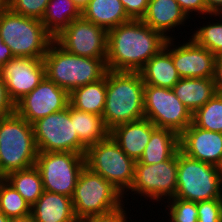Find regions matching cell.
Returning a JSON list of instances; mask_svg holds the SVG:
<instances>
[{
  "mask_svg": "<svg viewBox=\"0 0 222 222\" xmlns=\"http://www.w3.org/2000/svg\"><path fill=\"white\" fill-rule=\"evenodd\" d=\"M221 15H222V8L217 13L214 14L215 17L216 16H220L221 17Z\"/></svg>",
  "mask_w": 222,
  "mask_h": 222,
  "instance_id": "46",
  "label": "cell"
},
{
  "mask_svg": "<svg viewBox=\"0 0 222 222\" xmlns=\"http://www.w3.org/2000/svg\"><path fill=\"white\" fill-rule=\"evenodd\" d=\"M9 97L16 104L43 80L45 64L43 59L14 57L1 69Z\"/></svg>",
  "mask_w": 222,
  "mask_h": 222,
  "instance_id": "15",
  "label": "cell"
},
{
  "mask_svg": "<svg viewBox=\"0 0 222 222\" xmlns=\"http://www.w3.org/2000/svg\"><path fill=\"white\" fill-rule=\"evenodd\" d=\"M0 211L9 219L31 214L30 204L4 178H0Z\"/></svg>",
  "mask_w": 222,
  "mask_h": 222,
  "instance_id": "30",
  "label": "cell"
},
{
  "mask_svg": "<svg viewBox=\"0 0 222 222\" xmlns=\"http://www.w3.org/2000/svg\"><path fill=\"white\" fill-rule=\"evenodd\" d=\"M124 205L120 206L119 208L110 211L106 214H100L97 216H93L84 220H81L79 222H127V216L123 208Z\"/></svg>",
  "mask_w": 222,
  "mask_h": 222,
  "instance_id": "36",
  "label": "cell"
},
{
  "mask_svg": "<svg viewBox=\"0 0 222 222\" xmlns=\"http://www.w3.org/2000/svg\"><path fill=\"white\" fill-rule=\"evenodd\" d=\"M179 150V134L167 128L157 127L152 132L141 158L136 162L158 164L173 157Z\"/></svg>",
  "mask_w": 222,
  "mask_h": 222,
  "instance_id": "24",
  "label": "cell"
},
{
  "mask_svg": "<svg viewBox=\"0 0 222 222\" xmlns=\"http://www.w3.org/2000/svg\"><path fill=\"white\" fill-rule=\"evenodd\" d=\"M167 39L142 20H130L108 31L106 66L111 71L139 72Z\"/></svg>",
  "mask_w": 222,
  "mask_h": 222,
  "instance_id": "1",
  "label": "cell"
},
{
  "mask_svg": "<svg viewBox=\"0 0 222 222\" xmlns=\"http://www.w3.org/2000/svg\"><path fill=\"white\" fill-rule=\"evenodd\" d=\"M69 105V92L46 76L30 93L15 104V112L31 125L39 119L64 110Z\"/></svg>",
  "mask_w": 222,
  "mask_h": 222,
  "instance_id": "14",
  "label": "cell"
},
{
  "mask_svg": "<svg viewBox=\"0 0 222 222\" xmlns=\"http://www.w3.org/2000/svg\"><path fill=\"white\" fill-rule=\"evenodd\" d=\"M4 179L30 204V206H32L44 192L42 178L35 165L11 172Z\"/></svg>",
  "mask_w": 222,
  "mask_h": 222,
  "instance_id": "28",
  "label": "cell"
},
{
  "mask_svg": "<svg viewBox=\"0 0 222 222\" xmlns=\"http://www.w3.org/2000/svg\"><path fill=\"white\" fill-rule=\"evenodd\" d=\"M54 40L67 52L87 58H107L108 31L80 17Z\"/></svg>",
  "mask_w": 222,
  "mask_h": 222,
  "instance_id": "13",
  "label": "cell"
},
{
  "mask_svg": "<svg viewBox=\"0 0 222 222\" xmlns=\"http://www.w3.org/2000/svg\"><path fill=\"white\" fill-rule=\"evenodd\" d=\"M9 8V0H0V15Z\"/></svg>",
  "mask_w": 222,
  "mask_h": 222,
  "instance_id": "43",
  "label": "cell"
},
{
  "mask_svg": "<svg viewBox=\"0 0 222 222\" xmlns=\"http://www.w3.org/2000/svg\"><path fill=\"white\" fill-rule=\"evenodd\" d=\"M180 151L190 158L220 167L222 133L196 127L193 123L179 135Z\"/></svg>",
  "mask_w": 222,
  "mask_h": 222,
  "instance_id": "17",
  "label": "cell"
},
{
  "mask_svg": "<svg viewBox=\"0 0 222 222\" xmlns=\"http://www.w3.org/2000/svg\"><path fill=\"white\" fill-rule=\"evenodd\" d=\"M70 118L74 121L79 141L88 148L110 135L102 116L77 110L70 105Z\"/></svg>",
  "mask_w": 222,
  "mask_h": 222,
  "instance_id": "26",
  "label": "cell"
},
{
  "mask_svg": "<svg viewBox=\"0 0 222 222\" xmlns=\"http://www.w3.org/2000/svg\"><path fill=\"white\" fill-rule=\"evenodd\" d=\"M213 81L216 88V94L222 95V54L216 56Z\"/></svg>",
  "mask_w": 222,
  "mask_h": 222,
  "instance_id": "39",
  "label": "cell"
},
{
  "mask_svg": "<svg viewBox=\"0 0 222 222\" xmlns=\"http://www.w3.org/2000/svg\"><path fill=\"white\" fill-rule=\"evenodd\" d=\"M31 215L35 222H79L71 197L47 191L31 206Z\"/></svg>",
  "mask_w": 222,
  "mask_h": 222,
  "instance_id": "21",
  "label": "cell"
},
{
  "mask_svg": "<svg viewBox=\"0 0 222 222\" xmlns=\"http://www.w3.org/2000/svg\"><path fill=\"white\" fill-rule=\"evenodd\" d=\"M181 46L170 39V55L181 78H213L216 56L191 38ZM175 48H174V47ZM173 47V48H171Z\"/></svg>",
  "mask_w": 222,
  "mask_h": 222,
  "instance_id": "16",
  "label": "cell"
},
{
  "mask_svg": "<svg viewBox=\"0 0 222 222\" xmlns=\"http://www.w3.org/2000/svg\"><path fill=\"white\" fill-rule=\"evenodd\" d=\"M145 85L172 89L181 79L170 55V39L139 71Z\"/></svg>",
  "mask_w": 222,
  "mask_h": 222,
  "instance_id": "20",
  "label": "cell"
},
{
  "mask_svg": "<svg viewBox=\"0 0 222 222\" xmlns=\"http://www.w3.org/2000/svg\"><path fill=\"white\" fill-rule=\"evenodd\" d=\"M178 4L180 5V8L182 11L186 14L187 17L191 13H195V11L198 14L206 15L207 14V8L205 0H176ZM191 12V13H190Z\"/></svg>",
  "mask_w": 222,
  "mask_h": 222,
  "instance_id": "38",
  "label": "cell"
},
{
  "mask_svg": "<svg viewBox=\"0 0 222 222\" xmlns=\"http://www.w3.org/2000/svg\"><path fill=\"white\" fill-rule=\"evenodd\" d=\"M172 199V200H171ZM167 206L171 222H198L197 203L192 201L171 198ZM170 207V208H169Z\"/></svg>",
  "mask_w": 222,
  "mask_h": 222,
  "instance_id": "32",
  "label": "cell"
},
{
  "mask_svg": "<svg viewBox=\"0 0 222 222\" xmlns=\"http://www.w3.org/2000/svg\"><path fill=\"white\" fill-rule=\"evenodd\" d=\"M50 0H9V9L26 17L41 20Z\"/></svg>",
  "mask_w": 222,
  "mask_h": 222,
  "instance_id": "33",
  "label": "cell"
},
{
  "mask_svg": "<svg viewBox=\"0 0 222 222\" xmlns=\"http://www.w3.org/2000/svg\"><path fill=\"white\" fill-rule=\"evenodd\" d=\"M156 128L148 119L143 118L115 126L110 130V135L128 157L138 161Z\"/></svg>",
  "mask_w": 222,
  "mask_h": 222,
  "instance_id": "18",
  "label": "cell"
},
{
  "mask_svg": "<svg viewBox=\"0 0 222 222\" xmlns=\"http://www.w3.org/2000/svg\"><path fill=\"white\" fill-rule=\"evenodd\" d=\"M124 196L109 181L85 166L71 197L75 217L81 221L106 214L122 206Z\"/></svg>",
  "mask_w": 222,
  "mask_h": 222,
  "instance_id": "6",
  "label": "cell"
},
{
  "mask_svg": "<svg viewBox=\"0 0 222 222\" xmlns=\"http://www.w3.org/2000/svg\"><path fill=\"white\" fill-rule=\"evenodd\" d=\"M0 222H9V218L2 211H0Z\"/></svg>",
  "mask_w": 222,
  "mask_h": 222,
  "instance_id": "45",
  "label": "cell"
},
{
  "mask_svg": "<svg viewBox=\"0 0 222 222\" xmlns=\"http://www.w3.org/2000/svg\"><path fill=\"white\" fill-rule=\"evenodd\" d=\"M222 20L198 28L192 34V40L199 46L208 49L215 56L222 54Z\"/></svg>",
  "mask_w": 222,
  "mask_h": 222,
  "instance_id": "31",
  "label": "cell"
},
{
  "mask_svg": "<svg viewBox=\"0 0 222 222\" xmlns=\"http://www.w3.org/2000/svg\"><path fill=\"white\" fill-rule=\"evenodd\" d=\"M0 35L14 57L43 59L54 40L41 20L23 16L9 8L0 15Z\"/></svg>",
  "mask_w": 222,
  "mask_h": 222,
  "instance_id": "5",
  "label": "cell"
},
{
  "mask_svg": "<svg viewBox=\"0 0 222 222\" xmlns=\"http://www.w3.org/2000/svg\"><path fill=\"white\" fill-rule=\"evenodd\" d=\"M9 222H35L31 214L24 217H17L9 219Z\"/></svg>",
  "mask_w": 222,
  "mask_h": 222,
  "instance_id": "42",
  "label": "cell"
},
{
  "mask_svg": "<svg viewBox=\"0 0 222 222\" xmlns=\"http://www.w3.org/2000/svg\"><path fill=\"white\" fill-rule=\"evenodd\" d=\"M106 100V74L99 81L77 87L69 93V104L80 111L103 115Z\"/></svg>",
  "mask_w": 222,
  "mask_h": 222,
  "instance_id": "25",
  "label": "cell"
},
{
  "mask_svg": "<svg viewBox=\"0 0 222 222\" xmlns=\"http://www.w3.org/2000/svg\"><path fill=\"white\" fill-rule=\"evenodd\" d=\"M12 58H14L11 49L4 43L3 38L0 35V69Z\"/></svg>",
  "mask_w": 222,
  "mask_h": 222,
  "instance_id": "40",
  "label": "cell"
},
{
  "mask_svg": "<svg viewBox=\"0 0 222 222\" xmlns=\"http://www.w3.org/2000/svg\"><path fill=\"white\" fill-rule=\"evenodd\" d=\"M192 123L199 128L222 133V95L215 94L192 114Z\"/></svg>",
  "mask_w": 222,
  "mask_h": 222,
  "instance_id": "29",
  "label": "cell"
},
{
  "mask_svg": "<svg viewBox=\"0 0 222 222\" xmlns=\"http://www.w3.org/2000/svg\"><path fill=\"white\" fill-rule=\"evenodd\" d=\"M81 17L106 31L132 20L120 0H89Z\"/></svg>",
  "mask_w": 222,
  "mask_h": 222,
  "instance_id": "22",
  "label": "cell"
},
{
  "mask_svg": "<svg viewBox=\"0 0 222 222\" xmlns=\"http://www.w3.org/2000/svg\"><path fill=\"white\" fill-rule=\"evenodd\" d=\"M135 163L111 135L89 146L85 153V166L109 181L123 195L133 185Z\"/></svg>",
  "mask_w": 222,
  "mask_h": 222,
  "instance_id": "8",
  "label": "cell"
},
{
  "mask_svg": "<svg viewBox=\"0 0 222 222\" xmlns=\"http://www.w3.org/2000/svg\"><path fill=\"white\" fill-rule=\"evenodd\" d=\"M107 58H87L67 52L53 40L43 58L45 75L69 93L80 86L102 79Z\"/></svg>",
  "mask_w": 222,
  "mask_h": 222,
  "instance_id": "3",
  "label": "cell"
},
{
  "mask_svg": "<svg viewBox=\"0 0 222 222\" xmlns=\"http://www.w3.org/2000/svg\"><path fill=\"white\" fill-rule=\"evenodd\" d=\"M127 15L134 20H141L145 15L150 0H120Z\"/></svg>",
  "mask_w": 222,
  "mask_h": 222,
  "instance_id": "35",
  "label": "cell"
},
{
  "mask_svg": "<svg viewBox=\"0 0 222 222\" xmlns=\"http://www.w3.org/2000/svg\"><path fill=\"white\" fill-rule=\"evenodd\" d=\"M172 90L191 114L216 94L213 78H181Z\"/></svg>",
  "mask_w": 222,
  "mask_h": 222,
  "instance_id": "23",
  "label": "cell"
},
{
  "mask_svg": "<svg viewBox=\"0 0 222 222\" xmlns=\"http://www.w3.org/2000/svg\"><path fill=\"white\" fill-rule=\"evenodd\" d=\"M186 19L189 18L176 0H150L141 20L166 39H171L167 33L171 31L170 29L183 25Z\"/></svg>",
  "mask_w": 222,
  "mask_h": 222,
  "instance_id": "19",
  "label": "cell"
},
{
  "mask_svg": "<svg viewBox=\"0 0 222 222\" xmlns=\"http://www.w3.org/2000/svg\"><path fill=\"white\" fill-rule=\"evenodd\" d=\"M178 152L158 164L135 163L131 192L151 200L175 198L177 191Z\"/></svg>",
  "mask_w": 222,
  "mask_h": 222,
  "instance_id": "12",
  "label": "cell"
},
{
  "mask_svg": "<svg viewBox=\"0 0 222 222\" xmlns=\"http://www.w3.org/2000/svg\"><path fill=\"white\" fill-rule=\"evenodd\" d=\"M35 166L44 191L72 197L77 179L85 167V155L73 152H38Z\"/></svg>",
  "mask_w": 222,
  "mask_h": 222,
  "instance_id": "9",
  "label": "cell"
},
{
  "mask_svg": "<svg viewBox=\"0 0 222 222\" xmlns=\"http://www.w3.org/2000/svg\"><path fill=\"white\" fill-rule=\"evenodd\" d=\"M144 85L140 72L107 70L102 118L109 130L144 118Z\"/></svg>",
  "mask_w": 222,
  "mask_h": 222,
  "instance_id": "2",
  "label": "cell"
},
{
  "mask_svg": "<svg viewBox=\"0 0 222 222\" xmlns=\"http://www.w3.org/2000/svg\"><path fill=\"white\" fill-rule=\"evenodd\" d=\"M220 168L188 157L178 151L177 191L175 198L202 202L222 199Z\"/></svg>",
  "mask_w": 222,
  "mask_h": 222,
  "instance_id": "7",
  "label": "cell"
},
{
  "mask_svg": "<svg viewBox=\"0 0 222 222\" xmlns=\"http://www.w3.org/2000/svg\"><path fill=\"white\" fill-rule=\"evenodd\" d=\"M207 15L213 16L222 8V0H205Z\"/></svg>",
  "mask_w": 222,
  "mask_h": 222,
  "instance_id": "41",
  "label": "cell"
},
{
  "mask_svg": "<svg viewBox=\"0 0 222 222\" xmlns=\"http://www.w3.org/2000/svg\"><path fill=\"white\" fill-rule=\"evenodd\" d=\"M15 113V103L9 97L5 80L0 73V118Z\"/></svg>",
  "mask_w": 222,
  "mask_h": 222,
  "instance_id": "37",
  "label": "cell"
},
{
  "mask_svg": "<svg viewBox=\"0 0 222 222\" xmlns=\"http://www.w3.org/2000/svg\"><path fill=\"white\" fill-rule=\"evenodd\" d=\"M73 2L78 6L82 11L83 8L89 3V0H73Z\"/></svg>",
  "mask_w": 222,
  "mask_h": 222,
  "instance_id": "44",
  "label": "cell"
},
{
  "mask_svg": "<svg viewBox=\"0 0 222 222\" xmlns=\"http://www.w3.org/2000/svg\"><path fill=\"white\" fill-rule=\"evenodd\" d=\"M81 17V10L73 0H50L41 19L46 31L55 38L73 20Z\"/></svg>",
  "mask_w": 222,
  "mask_h": 222,
  "instance_id": "27",
  "label": "cell"
},
{
  "mask_svg": "<svg viewBox=\"0 0 222 222\" xmlns=\"http://www.w3.org/2000/svg\"><path fill=\"white\" fill-rule=\"evenodd\" d=\"M38 149L33 126L16 112L0 118V178L32 167Z\"/></svg>",
  "mask_w": 222,
  "mask_h": 222,
  "instance_id": "4",
  "label": "cell"
},
{
  "mask_svg": "<svg viewBox=\"0 0 222 222\" xmlns=\"http://www.w3.org/2000/svg\"><path fill=\"white\" fill-rule=\"evenodd\" d=\"M219 168H220V173H221V178H222V164Z\"/></svg>",
  "mask_w": 222,
  "mask_h": 222,
  "instance_id": "47",
  "label": "cell"
},
{
  "mask_svg": "<svg viewBox=\"0 0 222 222\" xmlns=\"http://www.w3.org/2000/svg\"><path fill=\"white\" fill-rule=\"evenodd\" d=\"M198 222H222V199L197 202Z\"/></svg>",
  "mask_w": 222,
  "mask_h": 222,
  "instance_id": "34",
  "label": "cell"
},
{
  "mask_svg": "<svg viewBox=\"0 0 222 222\" xmlns=\"http://www.w3.org/2000/svg\"><path fill=\"white\" fill-rule=\"evenodd\" d=\"M38 152H73L85 155L87 148L79 141L70 104L32 124Z\"/></svg>",
  "mask_w": 222,
  "mask_h": 222,
  "instance_id": "10",
  "label": "cell"
},
{
  "mask_svg": "<svg viewBox=\"0 0 222 222\" xmlns=\"http://www.w3.org/2000/svg\"><path fill=\"white\" fill-rule=\"evenodd\" d=\"M144 118L179 135L192 123L191 112L172 89L153 85H144Z\"/></svg>",
  "mask_w": 222,
  "mask_h": 222,
  "instance_id": "11",
  "label": "cell"
}]
</instances>
